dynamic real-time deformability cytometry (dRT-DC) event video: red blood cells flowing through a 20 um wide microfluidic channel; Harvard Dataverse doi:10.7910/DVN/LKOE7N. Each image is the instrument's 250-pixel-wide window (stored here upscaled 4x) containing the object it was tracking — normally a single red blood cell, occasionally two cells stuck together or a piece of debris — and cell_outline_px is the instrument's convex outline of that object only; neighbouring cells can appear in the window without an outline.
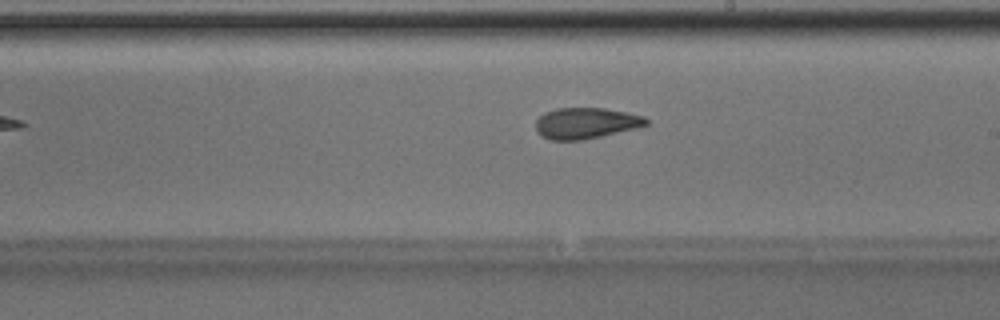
{"species": "Egyptian fruit bat (a non-hibernating species)", "species_latin": "Rousettus aegyptiacus", "temperature_condition": "room temperature", "stored_images_in_passage": 28, "camera_frame_rate_fps": 3000, "um_per_image_px": 0.085, "animal": {"sex": "male"}, "frame": {"image": 1, "passage_image": 13, "time_ms": 4.0, "image_size_px": [1000, 320], "cell_outline_px": [[648, 124], [636, 128], [584, 140], [548, 140], [540, 136], [536, 132], [536, 120], [544, 112], [556, 108], [604, 108], [644, 116], [648, 120]], "centroid_in_image_um": [49.75, 10.48], "position_along_channel_um": 239.2, "area_um2": 20.06}}